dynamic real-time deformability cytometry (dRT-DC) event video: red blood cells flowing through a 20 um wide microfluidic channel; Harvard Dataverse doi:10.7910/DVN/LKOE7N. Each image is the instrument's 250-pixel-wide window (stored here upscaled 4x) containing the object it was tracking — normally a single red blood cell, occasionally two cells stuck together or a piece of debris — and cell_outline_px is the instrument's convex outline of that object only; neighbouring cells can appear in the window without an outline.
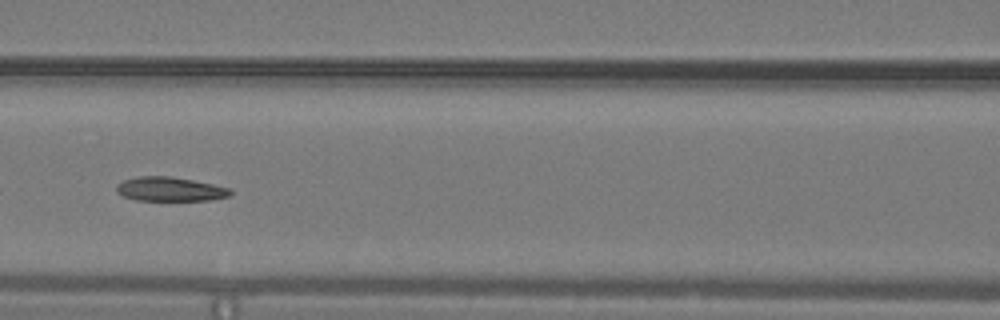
{"species": "common noctule bat (a hibernating species)", "species_latin": "Nyctalus noctula", "temperature_condition": "warm", "stored_images_in_passage": 36, "camera_frame_rate_fps": 3000, "um_per_image_px": 0.085, "animal": {"sex": "male", "body_mass_g": 19.2, "forearm_length_mm": 51.8}, "frame": {"image": 1, "passage_image": 17, "time_ms": 5.333, "image_size_px": [1000, 320], "cell_outline_px": [[232, 192], [228, 196], [208, 200], [136, 200], [124, 196], [116, 192], [116, 184], [124, 180], [136, 176], [168, 176], [192, 180], [212, 184], [228, 188]], "centroid_in_image_um": [14.39, 16.07], "position_along_channel_um": 152.2, "area_um2": 15.84}}
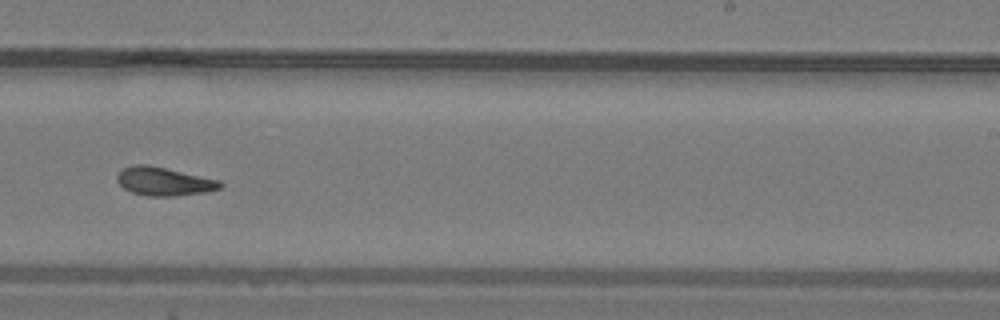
{"frame": {"image": 2, "passage_image": 26, "time_ms": 8.333, "image_size_px": [1000, 320], "cell_outline_px": [[224, 184], [220, 188], [204, 192], [172, 196], [148, 196], [132, 192], [124, 188], [116, 180], [116, 176], [124, 168], [132, 164], [148, 164], [220, 180]], "centroid_in_image_um": [13.92, 15.41], "position_along_channel_um": 275.1, "area_um2": 16.99}}
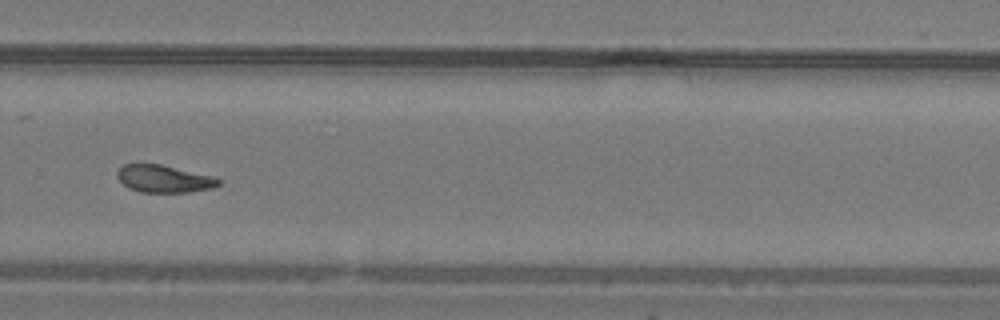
{"frame": {"image": 3, "passage_image": 29, "time_ms": 9.333, "image_size_px": [1000, 320], "cell_outline_px": [[220, 184], [212, 188], [188, 192], [140, 192], [128, 188], [116, 176], [116, 172], [124, 164], [136, 160], [160, 164], [212, 176], [220, 180]], "centroid_in_image_um": [13.85, 15.16], "position_along_channel_um": 316.0, "area_um2": 16.53}, "authors_computed_cell_mechanics": {"area_um2": 17.0799, "velocity_mm_per_s": 4.1063, "shape_relaxation_time_tau1_ms": null, "shape_relaxation_time_tau2_ms": 3.2476, "deformation_change_tau1": null, "deformation_change_tau2": 0.1039}}